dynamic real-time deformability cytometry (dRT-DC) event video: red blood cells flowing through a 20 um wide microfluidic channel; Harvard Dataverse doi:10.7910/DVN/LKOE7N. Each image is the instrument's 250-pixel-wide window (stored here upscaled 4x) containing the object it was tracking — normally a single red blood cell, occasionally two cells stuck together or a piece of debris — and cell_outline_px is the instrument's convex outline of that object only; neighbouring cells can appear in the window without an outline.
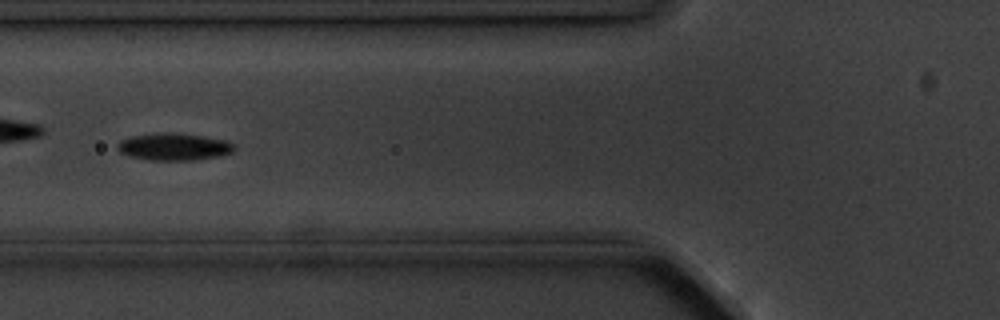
{"species": "common noctule bat (a hibernating species)", "species_latin": "Nyctalus noctula", "temperature_condition": "cold", "stored_images_in_passage": 8, "camera_frame_rate_fps": 3000, "um_per_image_px": 0.085, "animal": {"sex": "male", "body_mass_g": 20.1, "forearm_length_mm": 53.5}, "frame": {"image": 1, "passage_image": 7, "time_ms": 7.0, "image_size_px": [1000, 320], "cell_outline_px": [[236, 148], [232, 152], [216, 156], [196, 160], [148, 160], [128, 156], [120, 152], [116, 148], [116, 144], [120, 140], [128, 136], [156, 132], [180, 132], [228, 140], [236, 144]], "centroid_in_image_um": [14.76, 12.45], "position_along_channel_um": 111.0, "area_um2": 19.07}}